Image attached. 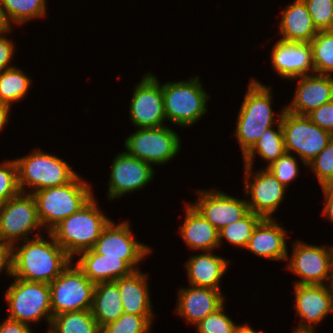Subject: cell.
<instances>
[{
	"instance_id": "obj_1",
	"label": "cell",
	"mask_w": 333,
	"mask_h": 333,
	"mask_svg": "<svg viewBox=\"0 0 333 333\" xmlns=\"http://www.w3.org/2000/svg\"><path fill=\"white\" fill-rule=\"evenodd\" d=\"M12 246V278L50 284L73 261L48 233Z\"/></svg>"
},
{
	"instance_id": "obj_2",
	"label": "cell",
	"mask_w": 333,
	"mask_h": 333,
	"mask_svg": "<svg viewBox=\"0 0 333 333\" xmlns=\"http://www.w3.org/2000/svg\"><path fill=\"white\" fill-rule=\"evenodd\" d=\"M271 89L255 79H252L247 87L234 131L242 156L254 146L264 131L274 125H281L285 106L281 109L279 118L275 119L276 115L272 109L274 97Z\"/></svg>"
},
{
	"instance_id": "obj_3",
	"label": "cell",
	"mask_w": 333,
	"mask_h": 333,
	"mask_svg": "<svg viewBox=\"0 0 333 333\" xmlns=\"http://www.w3.org/2000/svg\"><path fill=\"white\" fill-rule=\"evenodd\" d=\"M111 219L105 215L95 197L79 211L63 219L49 233L54 240L74 259L85 250L92 249L103 229Z\"/></svg>"
},
{
	"instance_id": "obj_4",
	"label": "cell",
	"mask_w": 333,
	"mask_h": 333,
	"mask_svg": "<svg viewBox=\"0 0 333 333\" xmlns=\"http://www.w3.org/2000/svg\"><path fill=\"white\" fill-rule=\"evenodd\" d=\"M77 175L71 182L32 193L39 221L49 233L63 219L79 211L93 197L92 185Z\"/></svg>"
},
{
	"instance_id": "obj_5",
	"label": "cell",
	"mask_w": 333,
	"mask_h": 333,
	"mask_svg": "<svg viewBox=\"0 0 333 333\" xmlns=\"http://www.w3.org/2000/svg\"><path fill=\"white\" fill-rule=\"evenodd\" d=\"M199 76L162 84L166 120L180 127L196 124L207 113L210 95Z\"/></svg>"
},
{
	"instance_id": "obj_6",
	"label": "cell",
	"mask_w": 333,
	"mask_h": 333,
	"mask_svg": "<svg viewBox=\"0 0 333 333\" xmlns=\"http://www.w3.org/2000/svg\"><path fill=\"white\" fill-rule=\"evenodd\" d=\"M18 169V184L20 191L27 193L62 186L71 182L78 174L69 163L57 157L35 149L30 154L15 159ZM26 187V188H25Z\"/></svg>"
},
{
	"instance_id": "obj_7",
	"label": "cell",
	"mask_w": 333,
	"mask_h": 333,
	"mask_svg": "<svg viewBox=\"0 0 333 333\" xmlns=\"http://www.w3.org/2000/svg\"><path fill=\"white\" fill-rule=\"evenodd\" d=\"M13 280L5 291L9 310L7 318L25 324L38 323L43 318L50 327L53 314L49 284L18 278Z\"/></svg>"
},
{
	"instance_id": "obj_8",
	"label": "cell",
	"mask_w": 333,
	"mask_h": 333,
	"mask_svg": "<svg viewBox=\"0 0 333 333\" xmlns=\"http://www.w3.org/2000/svg\"><path fill=\"white\" fill-rule=\"evenodd\" d=\"M285 150L296 153L305 167L332 139V135L314 124L307 115L284 110L281 118Z\"/></svg>"
},
{
	"instance_id": "obj_9",
	"label": "cell",
	"mask_w": 333,
	"mask_h": 333,
	"mask_svg": "<svg viewBox=\"0 0 333 333\" xmlns=\"http://www.w3.org/2000/svg\"><path fill=\"white\" fill-rule=\"evenodd\" d=\"M126 152L146 163L163 165L174 159L181 148L179 135L167 125L137 128L124 143Z\"/></svg>"
},
{
	"instance_id": "obj_10",
	"label": "cell",
	"mask_w": 333,
	"mask_h": 333,
	"mask_svg": "<svg viewBox=\"0 0 333 333\" xmlns=\"http://www.w3.org/2000/svg\"><path fill=\"white\" fill-rule=\"evenodd\" d=\"M72 262L49 284L53 316L91 310L95 284Z\"/></svg>"
},
{
	"instance_id": "obj_11",
	"label": "cell",
	"mask_w": 333,
	"mask_h": 333,
	"mask_svg": "<svg viewBox=\"0 0 333 333\" xmlns=\"http://www.w3.org/2000/svg\"><path fill=\"white\" fill-rule=\"evenodd\" d=\"M36 229L43 227L37 214V205L31 193L20 192L17 196L0 204V241L13 246L21 240L34 236Z\"/></svg>"
},
{
	"instance_id": "obj_12",
	"label": "cell",
	"mask_w": 333,
	"mask_h": 333,
	"mask_svg": "<svg viewBox=\"0 0 333 333\" xmlns=\"http://www.w3.org/2000/svg\"><path fill=\"white\" fill-rule=\"evenodd\" d=\"M291 247L292 254L287 256L289 262L286 267L300 278L294 284L329 285L333 267L331 247L311 245L300 240L293 242Z\"/></svg>"
},
{
	"instance_id": "obj_13",
	"label": "cell",
	"mask_w": 333,
	"mask_h": 333,
	"mask_svg": "<svg viewBox=\"0 0 333 333\" xmlns=\"http://www.w3.org/2000/svg\"><path fill=\"white\" fill-rule=\"evenodd\" d=\"M92 249L104 258L125 260L135 271L140 270L137 267L139 263L152 253L150 246L134 239L128 221L115 224L111 220Z\"/></svg>"
},
{
	"instance_id": "obj_14",
	"label": "cell",
	"mask_w": 333,
	"mask_h": 333,
	"mask_svg": "<svg viewBox=\"0 0 333 333\" xmlns=\"http://www.w3.org/2000/svg\"><path fill=\"white\" fill-rule=\"evenodd\" d=\"M131 123L137 128L164 126L166 120L162 85L158 78L147 72L134 87L130 100Z\"/></svg>"
},
{
	"instance_id": "obj_15",
	"label": "cell",
	"mask_w": 333,
	"mask_h": 333,
	"mask_svg": "<svg viewBox=\"0 0 333 333\" xmlns=\"http://www.w3.org/2000/svg\"><path fill=\"white\" fill-rule=\"evenodd\" d=\"M252 170L253 167L244 165L245 198L250 197L246 199L249 211L262 218H274L273 214L283 202L287 189L265 167L256 172Z\"/></svg>"
},
{
	"instance_id": "obj_16",
	"label": "cell",
	"mask_w": 333,
	"mask_h": 333,
	"mask_svg": "<svg viewBox=\"0 0 333 333\" xmlns=\"http://www.w3.org/2000/svg\"><path fill=\"white\" fill-rule=\"evenodd\" d=\"M296 314L302 319L293 332L316 333L315 326L333 314V293L329 285L294 284Z\"/></svg>"
},
{
	"instance_id": "obj_17",
	"label": "cell",
	"mask_w": 333,
	"mask_h": 333,
	"mask_svg": "<svg viewBox=\"0 0 333 333\" xmlns=\"http://www.w3.org/2000/svg\"><path fill=\"white\" fill-rule=\"evenodd\" d=\"M154 171L151 164L129 155L126 151L118 153L111 165L108 199L113 200L143 189L152 181Z\"/></svg>"
},
{
	"instance_id": "obj_18",
	"label": "cell",
	"mask_w": 333,
	"mask_h": 333,
	"mask_svg": "<svg viewBox=\"0 0 333 333\" xmlns=\"http://www.w3.org/2000/svg\"><path fill=\"white\" fill-rule=\"evenodd\" d=\"M197 197L191 205L218 231L249 212L247 200L230 196L215 188L199 190Z\"/></svg>"
},
{
	"instance_id": "obj_19",
	"label": "cell",
	"mask_w": 333,
	"mask_h": 333,
	"mask_svg": "<svg viewBox=\"0 0 333 333\" xmlns=\"http://www.w3.org/2000/svg\"><path fill=\"white\" fill-rule=\"evenodd\" d=\"M271 50V64L283 79L315 74L312 48L309 42L277 40Z\"/></svg>"
},
{
	"instance_id": "obj_20",
	"label": "cell",
	"mask_w": 333,
	"mask_h": 333,
	"mask_svg": "<svg viewBox=\"0 0 333 333\" xmlns=\"http://www.w3.org/2000/svg\"><path fill=\"white\" fill-rule=\"evenodd\" d=\"M292 101L285 109L298 115H308L324 103L333 100V75L300 76Z\"/></svg>"
},
{
	"instance_id": "obj_21",
	"label": "cell",
	"mask_w": 333,
	"mask_h": 333,
	"mask_svg": "<svg viewBox=\"0 0 333 333\" xmlns=\"http://www.w3.org/2000/svg\"><path fill=\"white\" fill-rule=\"evenodd\" d=\"M221 290L207 287H180L177 294L175 312L191 325L197 324L207 315L215 312L224 303Z\"/></svg>"
},
{
	"instance_id": "obj_22",
	"label": "cell",
	"mask_w": 333,
	"mask_h": 333,
	"mask_svg": "<svg viewBox=\"0 0 333 333\" xmlns=\"http://www.w3.org/2000/svg\"><path fill=\"white\" fill-rule=\"evenodd\" d=\"M287 232L274 218H263L254 228L245 249L261 258L285 261Z\"/></svg>"
},
{
	"instance_id": "obj_23",
	"label": "cell",
	"mask_w": 333,
	"mask_h": 333,
	"mask_svg": "<svg viewBox=\"0 0 333 333\" xmlns=\"http://www.w3.org/2000/svg\"><path fill=\"white\" fill-rule=\"evenodd\" d=\"M185 209V220L179 232L186 245L201 252L213 251L220 247L219 231L191 203H187Z\"/></svg>"
},
{
	"instance_id": "obj_24",
	"label": "cell",
	"mask_w": 333,
	"mask_h": 333,
	"mask_svg": "<svg viewBox=\"0 0 333 333\" xmlns=\"http://www.w3.org/2000/svg\"><path fill=\"white\" fill-rule=\"evenodd\" d=\"M78 256L76 265L94 284L112 282L135 271L125 260L104 258L93 249L82 251Z\"/></svg>"
},
{
	"instance_id": "obj_25",
	"label": "cell",
	"mask_w": 333,
	"mask_h": 333,
	"mask_svg": "<svg viewBox=\"0 0 333 333\" xmlns=\"http://www.w3.org/2000/svg\"><path fill=\"white\" fill-rule=\"evenodd\" d=\"M229 261L213 254L212 251H202L186 261L189 285L220 290V281L226 273Z\"/></svg>"
},
{
	"instance_id": "obj_26",
	"label": "cell",
	"mask_w": 333,
	"mask_h": 333,
	"mask_svg": "<svg viewBox=\"0 0 333 333\" xmlns=\"http://www.w3.org/2000/svg\"><path fill=\"white\" fill-rule=\"evenodd\" d=\"M279 40L285 42H310L319 32L303 0H294L282 11Z\"/></svg>"
},
{
	"instance_id": "obj_27",
	"label": "cell",
	"mask_w": 333,
	"mask_h": 333,
	"mask_svg": "<svg viewBox=\"0 0 333 333\" xmlns=\"http://www.w3.org/2000/svg\"><path fill=\"white\" fill-rule=\"evenodd\" d=\"M115 282L120 290L124 313L154 316L148 288V274L138 270Z\"/></svg>"
},
{
	"instance_id": "obj_28",
	"label": "cell",
	"mask_w": 333,
	"mask_h": 333,
	"mask_svg": "<svg viewBox=\"0 0 333 333\" xmlns=\"http://www.w3.org/2000/svg\"><path fill=\"white\" fill-rule=\"evenodd\" d=\"M91 313L100 327L117 320L124 313L120 290L115 281L95 284Z\"/></svg>"
},
{
	"instance_id": "obj_29",
	"label": "cell",
	"mask_w": 333,
	"mask_h": 333,
	"mask_svg": "<svg viewBox=\"0 0 333 333\" xmlns=\"http://www.w3.org/2000/svg\"><path fill=\"white\" fill-rule=\"evenodd\" d=\"M285 152L282 126L277 125V130L272 126L263 132L254 146L243 156V164L253 167V161L258 153L259 157L268 162L266 168Z\"/></svg>"
},
{
	"instance_id": "obj_30",
	"label": "cell",
	"mask_w": 333,
	"mask_h": 333,
	"mask_svg": "<svg viewBox=\"0 0 333 333\" xmlns=\"http://www.w3.org/2000/svg\"><path fill=\"white\" fill-rule=\"evenodd\" d=\"M48 333H101L91 310L63 312L53 316Z\"/></svg>"
},
{
	"instance_id": "obj_31",
	"label": "cell",
	"mask_w": 333,
	"mask_h": 333,
	"mask_svg": "<svg viewBox=\"0 0 333 333\" xmlns=\"http://www.w3.org/2000/svg\"><path fill=\"white\" fill-rule=\"evenodd\" d=\"M46 3L47 0H0L3 14L11 27L46 16Z\"/></svg>"
},
{
	"instance_id": "obj_32",
	"label": "cell",
	"mask_w": 333,
	"mask_h": 333,
	"mask_svg": "<svg viewBox=\"0 0 333 333\" xmlns=\"http://www.w3.org/2000/svg\"><path fill=\"white\" fill-rule=\"evenodd\" d=\"M31 79L19 67L0 72V103L12 106L27 96Z\"/></svg>"
},
{
	"instance_id": "obj_33",
	"label": "cell",
	"mask_w": 333,
	"mask_h": 333,
	"mask_svg": "<svg viewBox=\"0 0 333 333\" xmlns=\"http://www.w3.org/2000/svg\"><path fill=\"white\" fill-rule=\"evenodd\" d=\"M262 219L263 218L260 215L249 211L240 220L235 221L219 230V244L221 245L223 240H227L233 246L245 249L254 228Z\"/></svg>"
},
{
	"instance_id": "obj_34",
	"label": "cell",
	"mask_w": 333,
	"mask_h": 333,
	"mask_svg": "<svg viewBox=\"0 0 333 333\" xmlns=\"http://www.w3.org/2000/svg\"><path fill=\"white\" fill-rule=\"evenodd\" d=\"M312 48L315 74L333 75V33L319 31L309 42Z\"/></svg>"
},
{
	"instance_id": "obj_35",
	"label": "cell",
	"mask_w": 333,
	"mask_h": 333,
	"mask_svg": "<svg viewBox=\"0 0 333 333\" xmlns=\"http://www.w3.org/2000/svg\"><path fill=\"white\" fill-rule=\"evenodd\" d=\"M154 316L123 313L117 320L101 327V333H150Z\"/></svg>"
},
{
	"instance_id": "obj_36",
	"label": "cell",
	"mask_w": 333,
	"mask_h": 333,
	"mask_svg": "<svg viewBox=\"0 0 333 333\" xmlns=\"http://www.w3.org/2000/svg\"><path fill=\"white\" fill-rule=\"evenodd\" d=\"M16 160L0 162V204L20 193Z\"/></svg>"
},
{
	"instance_id": "obj_37",
	"label": "cell",
	"mask_w": 333,
	"mask_h": 333,
	"mask_svg": "<svg viewBox=\"0 0 333 333\" xmlns=\"http://www.w3.org/2000/svg\"><path fill=\"white\" fill-rule=\"evenodd\" d=\"M307 166L315 173L321 187L333 180V137Z\"/></svg>"
},
{
	"instance_id": "obj_38",
	"label": "cell",
	"mask_w": 333,
	"mask_h": 333,
	"mask_svg": "<svg viewBox=\"0 0 333 333\" xmlns=\"http://www.w3.org/2000/svg\"><path fill=\"white\" fill-rule=\"evenodd\" d=\"M224 305L195 324L198 333H234L237 324L225 314Z\"/></svg>"
},
{
	"instance_id": "obj_39",
	"label": "cell",
	"mask_w": 333,
	"mask_h": 333,
	"mask_svg": "<svg viewBox=\"0 0 333 333\" xmlns=\"http://www.w3.org/2000/svg\"><path fill=\"white\" fill-rule=\"evenodd\" d=\"M293 154L285 152L277 160L266 167L275 178L286 188L299 176V165L297 158Z\"/></svg>"
},
{
	"instance_id": "obj_40",
	"label": "cell",
	"mask_w": 333,
	"mask_h": 333,
	"mask_svg": "<svg viewBox=\"0 0 333 333\" xmlns=\"http://www.w3.org/2000/svg\"><path fill=\"white\" fill-rule=\"evenodd\" d=\"M318 31H326L332 21L333 0H303Z\"/></svg>"
},
{
	"instance_id": "obj_41",
	"label": "cell",
	"mask_w": 333,
	"mask_h": 333,
	"mask_svg": "<svg viewBox=\"0 0 333 333\" xmlns=\"http://www.w3.org/2000/svg\"><path fill=\"white\" fill-rule=\"evenodd\" d=\"M307 116L314 124L333 136V100L324 103L322 106L310 112Z\"/></svg>"
},
{
	"instance_id": "obj_42",
	"label": "cell",
	"mask_w": 333,
	"mask_h": 333,
	"mask_svg": "<svg viewBox=\"0 0 333 333\" xmlns=\"http://www.w3.org/2000/svg\"><path fill=\"white\" fill-rule=\"evenodd\" d=\"M12 29L0 35V72L14 67V64H11V60L15 54L14 42L6 36L11 33Z\"/></svg>"
},
{
	"instance_id": "obj_43",
	"label": "cell",
	"mask_w": 333,
	"mask_h": 333,
	"mask_svg": "<svg viewBox=\"0 0 333 333\" xmlns=\"http://www.w3.org/2000/svg\"><path fill=\"white\" fill-rule=\"evenodd\" d=\"M2 271L12 277V246L0 241V273Z\"/></svg>"
},
{
	"instance_id": "obj_44",
	"label": "cell",
	"mask_w": 333,
	"mask_h": 333,
	"mask_svg": "<svg viewBox=\"0 0 333 333\" xmlns=\"http://www.w3.org/2000/svg\"><path fill=\"white\" fill-rule=\"evenodd\" d=\"M30 326L29 324L6 318L0 324V333H32Z\"/></svg>"
},
{
	"instance_id": "obj_45",
	"label": "cell",
	"mask_w": 333,
	"mask_h": 333,
	"mask_svg": "<svg viewBox=\"0 0 333 333\" xmlns=\"http://www.w3.org/2000/svg\"><path fill=\"white\" fill-rule=\"evenodd\" d=\"M321 188L325 201L322 215L326 216V218L333 223V190L328 185Z\"/></svg>"
},
{
	"instance_id": "obj_46",
	"label": "cell",
	"mask_w": 333,
	"mask_h": 333,
	"mask_svg": "<svg viewBox=\"0 0 333 333\" xmlns=\"http://www.w3.org/2000/svg\"><path fill=\"white\" fill-rule=\"evenodd\" d=\"M11 107L8 104L0 103V131L4 129V126L7 124L9 120Z\"/></svg>"
},
{
	"instance_id": "obj_47",
	"label": "cell",
	"mask_w": 333,
	"mask_h": 333,
	"mask_svg": "<svg viewBox=\"0 0 333 333\" xmlns=\"http://www.w3.org/2000/svg\"><path fill=\"white\" fill-rule=\"evenodd\" d=\"M12 27L8 24L0 6V35L8 32Z\"/></svg>"
},
{
	"instance_id": "obj_48",
	"label": "cell",
	"mask_w": 333,
	"mask_h": 333,
	"mask_svg": "<svg viewBox=\"0 0 333 333\" xmlns=\"http://www.w3.org/2000/svg\"><path fill=\"white\" fill-rule=\"evenodd\" d=\"M234 333H262V332L253 330V328L250 327V325L245 323L243 325L242 324L236 325Z\"/></svg>"
},
{
	"instance_id": "obj_49",
	"label": "cell",
	"mask_w": 333,
	"mask_h": 333,
	"mask_svg": "<svg viewBox=\"0 0 333 333\" xmlns=\"http://www.w3.org/2000/svg\"><path fill=\"white\" fill-rule=\"evenodd\" d=\"M329 287L331 292L333 293V267H332V273H331V278H330V282H329Z\"/></svg>"
},
{
	"instance_id": "obj_50",
	"label": "cell",
	"mask_w": 333,
	"mask_h": 333,
	"mask_svg": "<svg viewBox=\"0 0 333 333\" xmlns=\"http://www.w3.org/2000/svg\"><path fill=\"white\" fill-rule=\"evenodd\" d=\"M326 31H329V32L333 33V16H332V21H331V23L329 25V28Z\"/></svg>"
},
{
	"instance_id": "obj_51",
	"label": "cell",
	"mask_w": 333,
	"mask_h": 333,
	"mask_svg": "<svg viewBox=\"0 0 333 333\" xmlns=\"http://www.w3.org/2000/svg\"><path fill=\"white\" fill-rule=\"evenodd\" d=\"M328 186L333 190V180L328 184Z\"/></svg>"
},
{
	"instance_id": "obj_52",
	"label": "cell",
	"mask_w": 333,
	"mask_h": 333,
	"mask_svg": "<svg viewBox=\"0 0 333 333\" xmlns=\"http://www.w3.org/2000/svg\"><path fill=\"white\" fill-rule=\"evenodd\" d=\"M330 247H331V251H332V261H333V246L330 245Z\"/></svg>"
}]
</instances>
